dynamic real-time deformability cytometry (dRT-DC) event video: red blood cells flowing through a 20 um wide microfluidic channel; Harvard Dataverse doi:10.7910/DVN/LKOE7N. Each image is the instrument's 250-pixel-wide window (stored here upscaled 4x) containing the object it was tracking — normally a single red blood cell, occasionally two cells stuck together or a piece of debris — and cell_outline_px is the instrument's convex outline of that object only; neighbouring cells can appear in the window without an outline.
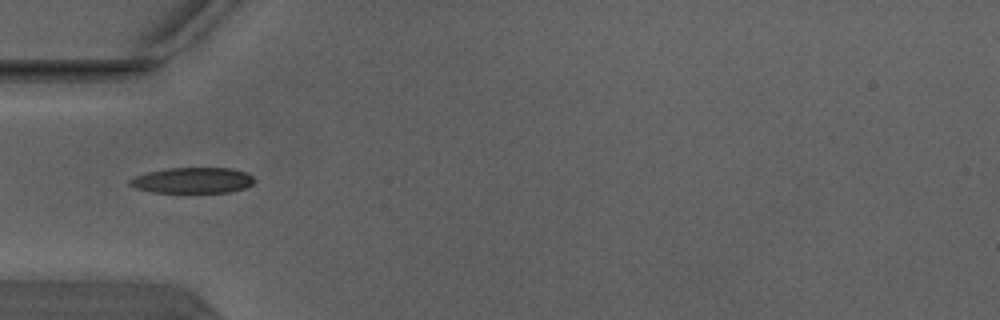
{"species": "Egyptian fruit bat (a non-hibernating species)", "species_latin": "Rousettus aegyptiacus", "temperature_condition": "warm", "stored_images_in_passage": 6, "camera_frame_rate_fps": 3000, "um_per_image_px": 0.085, "animal": {"sex": "male"}, "frame": {"image": 1, "passage_image": 5, "time_ms": 1.333, "image_size_px": [1000, 320], "cell_outline_px": [[256, 180], [252, 184], [244, 188], [228, 192], [152, 192], [136, 188], [128, 184], [128, 180], [136, 176], [148, 172], [168, 168], [232, 168], [248, 172]], "centroid_in_image_um": [16.4, 15.32], "position_along_channel_um": 68.6, "area_um2": 18.67}}
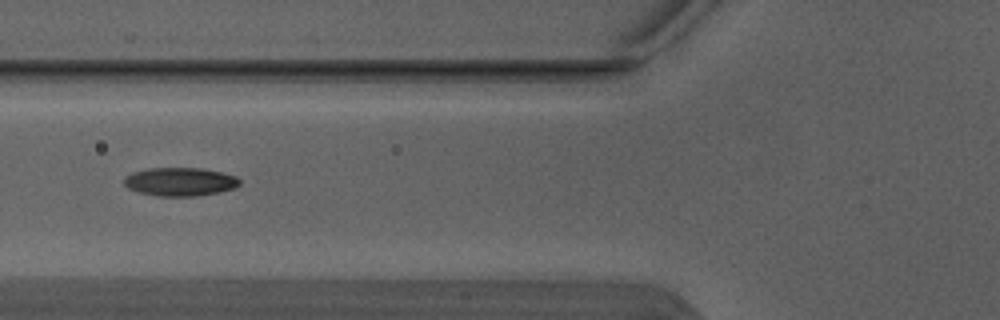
{"frame": {"image": 2, "passage_image": 6, "time_ms": 1.667, "image_size_px": [1000, 320], "cell_outline_px": [[240, 184], [236, 188], [220, 192], [196, 196], [160, 196], [140, 192], [128, 188], [124, 184], [124, 176], [132, 172], [148, 168], [200, 168], [224, 172], [236, 176], [240, 180]], "centroid_in_image_um": [15.33, 15.44], "position_along_channel_um": 110.5, "area_um2": 19.31}}